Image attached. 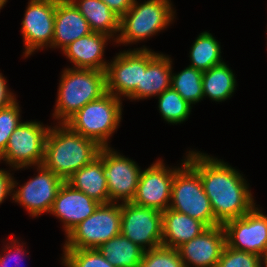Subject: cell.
<instances>
[{
  "mask_svg": "<svg viewBox=\"0 0 267 267\" xmlns=\"http://www.w3.org/2000/svg\"><path fill=\"white\" fill-rule=\"evenodd\" d=\"M120 234L144 251L161 246L162 212L132 202L121 203Z\"/></svg>",
  "mask_w": 267,
  "mask_h": 267,
  "instance_id": "obj_11",
  "label": "cell"
},
{
  "mask_svg": "<svg viewBox=\"0 0 267 267\" xmlns=\"http://www.w3.org/2000/svg\"><path fill=\"white\" fill-rule=\"evenodd\" d=\"M93 32L70 0H56L54 36L51 48L61 51L75 40Z\"/></svg>",
  "mask_w": 267,
  "mask_h": 267,
  "instance_id": "obj_19",
  "label": "cell"
},
{
  "mask_svg": "<svg viewBox=\"0 0 267 267\" xmlns=\"http://www.w3.org/2000/svg\"><path fill=\"white\" fill-rule=\"evenodd\" d=\"M139 3L134 0L132 7L120 18L116 45H133L149 39L165 30L176 17L171 0H144Z\"/></svg>",
  "mask_w": 267,
  "mask_h": 267,
  "instance_id": "obj_4",
  "label": "cell"
},
{
  "mask_svg": "<svg viewBox=\"0 0 267 267\" xmlns=\"http://www.w3.org/2000/svg\"><path fill=\"white\" fill-rule=\"evenodd\" d=\"M185 154L186 162L200 175L219 225L240 218L257 206L246 177L236 168L223 159L194 149Z\"/></svg>",
  "mask_w": 267,
  "mask_h": 267,
  "instance_id": "obj_1",
  "label": "cell"
},
{
  "mask_svg": "<svg viewBox=\"0 0 267 267\" xmlns=\"http://www.w3.org/2000/svg\"><path fill=\"white\" fill-rule=\"evenodd\" d=\"M99 204L65 181L58 190L50 214L60 219L66 236L75 226L92 215Z\"/></svg>",
  "mask_w": 267,
  "mask_h": 267,
  "instance_id": "obj_17",
  "label": "cell"
},
{
  "mask_svg": "<svg viewBox=\"0 0 267 267\" xmlns=\"http://www.w3.org/2000/svg\"><path fill=\"white\" fill-rule=\"evenodd\" d=\"M172 63L169 55L159 53L147 65L146 70H142L141 86H138L127 99L139 101L159 96L166 89H169L173 70Z\"/></svg>",
  "mask_w": 267,
  "mask_h": 267,
  "instance_id": "obj_21",
  "label": "cell"
},
{
  "mask_svg": "<svg viewBox=\"0 0 267 267\" xmlns=\"http://www.w3.org/2000/svg\"><path fill=\"white\" fill-rule=\"evenodd\" d=\"M203 72L187 66L178 73H171V87L191 106L204 99Z\"/></svg>",
  "mask_w": 267,
  "mask_h": 267,
  "instance_id": "obj_27",
  "label": "cell"
},
{
  "mask_svg": "<svg viewBox=\"0 0 267 267\" xmlns=\"http://www.w3.org/2000/svg\"><path fill=\"white\" fill-rule=\"evenodd\" d=\"M143 45L120 51L108 63L106 74L107 93L122 99L128 98L138 86H141L142 70L158 55Z\"/></svg>",
  "mask_w": 267,
  "mask_h": 267,
  "instance_id": "obj_8",
  "label": "cell"
},
{
  "mask_svg": "<svg viewBox=\"0 0 267 267\" xmlns=\"http://www.w3.org/2000/svg\"><path fill=\"white\" fill-rule=\"evenodd\" d=\"M222 226L228 247L254 253L264 259L267 254V215L258 206Z\"/></svg>",
  "mask_w": 267,
  "mask_h": 267,
  "instance_id": "obj_14",
  "label": "cell"
},
{
  "mask_svg": "<svg viewBox=\"0 0 267 267\" xmlns=\"http://www.w3.org/2000/svg\"><path fill=\"white\" fill-rule=\"evenodd\" d=\"M70 1L87 20L93 32L107 34L112 37L114 41L117 39L120 29V17L102 0Z\"/></svg>",
  "mask_w": 267,
  "mask_h": 267,
  "instance_id": "obj_23",
  "label": "cell"
},
{
  "mask_svg": "<svg viewBox=\"0 0 267 267\" xmlns=\"http://www.w3.org/2000/svg\"><path fill=\"white\" fill-rule=\"evenodd\" d=\"M37 174L24 185L12 178L11 200L24 207L31 217L50 213L59 188L65 182L42 164L36 166ZM17 186L19 188H17ZM16 189V190H15Z\"/></svg>",
  "mask_w": 267,
  "mask_h": 267,
  "instance_id": "obj_10",
  "label": "cell"
},
{
  "mask_svg": "<svg viewBox=\"0 0 267 267\" xmlns=\"http://www.w3.org/2000/svg\"><path fill=\"white\" fill-rule=\"evenodd\" d=\"M7 2H8V0H0V11L2 8H4V6L6 5Z\"/></svg>",
  "mask_w": 267,
  "mask_h": 267,
  "instance_id": "obj_37",
  "label": "cell"
},
{
  "mask_svg": "<svg viewBox=\"0 0 267 267\" xmlns=\"http://www.w3.org/2000/svg\"><path fill=\"white\" fill-rule=\"evenodd\" d=\"M219 41L209 31L201 32L194 40L190 52L188 66L202 72L208 71L213 66L223 63Z\"/></svg>",
  "mask_w": 267,
  "mask_h": 267,
  "instance_id": "obj_26",
  "label": "cell"
},
{
  "mask_svg": "<svg viewBox=\"0 0 267 267\" xmlns=\"http://www.w3.org/2000/svg\"><path fill=\"white\" fill-rule=\"evenodd\" d=\"M169 208L196 218L208 227L219 225L215 221L200 175L187 162L174 174Z\"/></svg>",
  "mask_w": 267,
  "mask_h": 267,
  "instance_id": "obj_7",
  "label": "cell"
},
{
  "mask_svg": "<svg viewBox=\"0 0 267 267\" xmlns=\"http://www.w3.org/2000/svg\"><path fill=\"white\" fill-rule=\"evenodd\" d=\"M263 267H267V254L263 259Z\"/></svg>",
  "mask_w": 267,
  "mask_h": 267,
  "instance_id": "obj_38",
  "label": "cell"
},
{
  "mask_svg": "<svg viewBox=\"0 0 267 267\" xmlns=\"http://www.w3.org/2000/svg\"><path fill=\"white\" fill-rule=\"evenodd\" d=\"M120 225L121 203L99 204L92 215L65 236L63 249H98L120 235Z\"/></svg>",
  "mask_w": 267,
  "mask_h": 267,
  "instance_id": "obj_6",
  "label": "cell"
},
{
  "mask_svg": "<svg viewBox=\"0 0 267 267\" xmlns=\"http://www.w3.org/2000/svg\"><path fill=\"white\" fill-rule=\"evenodd\" d=\"M11 171L0 168V204H2L8 196H12V178Z\"/></svg>",
  "mask_w": 267,
  "mask_h": 267,
  "instance_id": "obj_34",
  "label": "cell"
},
{
  "mask_svg": "<svg viewBox=\"0 0 267 267\" xmlns=\"http://www.w3.org/2000/svg\"><path fill=\"white\" fill-rule=\"evenodd\" d=\"M222 225L209 227L178 248L185 267H216L225 246Z\"/></svg>",
  "mask_w": 267,
  "mask_h": 267,
  "instance_id": "obj_16",
  "label": "cell"
},
{
  "mask_svg": "<svg viewBox=\"0 0 267 267\" xmlns=\"http://www.w3.org/2000/svg\"><path fill=\"white\" fill-rule=\"evenodd\" d=\"M98 156L104 164L109 202H131L142 171L140 166L112 147H102Z\"/></svg>",
  "mask_w": 267,
  "mask_h": 267,
  "instance_id": "obj_13",
  "label": "cell"
},
{
  "mask_svg": "<svg viewBox=\"0 0 267 267\" xmlns=\"http://www.w3.org/2000/svg\"><path fill=\"white\" fill-rule=\"evenodd\" d=\"M64 267H114L98 249H63Z\"/></svg>",
  "mask_w": 267,
  "mask_h": 267,
  "instance_id": "obj_29",
  "label": "cell"
},
{
  "mask_svg": "<svg viewBox=\"0 0 267 267\" xmlns=\"http://www.w3.org/2000/svg\"><path fill=\"white\" fill-rule=\"evenodd\" d=\"M101 148L65 123L51 124L45 140L42 165L66 181L97 158Z\"/></svg>",
  "mask_w": 267,
  "mask_h": 267,
  "instance_id": "obj_2",
  "label": "cell"
},
{
  "mask_svg": "<svg viewBox=\"0 0 267 267\" xmlns=\"http://www.w3.org/2000/svg\"><path fill=\"white\" fill-rule=\"evenodd\" d=\"M98 250L114 267H138L144 250L123 235L113 237Z\"/></svg>",
  "mask_w": 267,
  "mask_h": 267,
  "instance_id": "obj_25",
  "label": "cell"
},
{
  "mask_svg": "<svg viewBox=\"0 0 267 267\" xmlns=\"http://www.w3.org/2000/svg\"><path fill=\"white\" fill-rule=\"evenodd\" d=\"M138 267H185L178 249L159 246L144 251Z\"/></svg>",
  "mask_w": 267,
  "mask_h": 267,
  "instance_id": "obj_30",
  "label": "cell"
},
{
  "mask_svg": "<svg viewBox=\"0 0 267 267\" xmlns=\"http://www.w3.org/2000/svg\"><path fill=\"white\" fill-rule=\"evenodd\" d=\"M66 182L100 204L109 203L104 164L99 156L76 171Z\"/></svg>",
  "mask_w": 267,
  "mask_h": 267,
  "instance_id": "obj_22",
  "label": "cell"
},
{
  "mask_svg": "<svg viewBox=\"0 0 267 267\" xmlns=\"http://www.w3.org/2000/svg\"><path fill=\"white\" fill-rule=\"evenodd\" d=\"M216 267H263V258L254 253L233 249L225 244Z\"/></svg>",
  "mask_w": 267,
  "mask_h": 267,
  "instance_id": "obj_32",
  "label": "cell"
},
{
  "mask_svg": "<svg viewBox=\"0 0 267 267\" xmlns=\"http://www.w3.org/2000/svg\"><path fill=\"white\" fill-rule=\"evenodd\" d=\"M56 0H29L21 33L24 42L23 56L29 57L37 50L51 48L54 36Z\"/></svg>",
  "mask_w": 267,
  "mask_h": 267,
  "instance_id": "obj_15",
  "label": "cell"
},
{
  "mask_svg": "<svg viewBox=\"0 0 267 267\" xmlns=\"http://www.w3.org/2000/svg\"><path fill=\"white\" fill-rule=\"evenodd\" d=\"M120 18L132 7L134 0H102Z\"/></svg>",
  "mask_w": 267,
  "mask_h": 267,
  "instance_id": "obj_36",
  "label": "cell"
},
{
  "mask_svg": "<svg viewBox=\"0 0 267 267\" xmlns=\"http://www.w3.org/2000/svg\"><path fill=\"white\" fill-rule=\"evenodd\" d=\"M110 39L115 42L107 34L91 32L67 45L62 53L73 64L71 68L106 71L109 60L103 56Z\"/></svg>",
  "mask_w": 267,
  "mask_h": 267,
  "instance_id": "obj_18",
  "label": "cell"
},
{
  "mask_svg": "<svg viewBox=\"0 0 267 267\" xmlns=\"http://www.w3.org/2000/svg\"><path fill=\"white\" fill-rule=\"evenodd\" d=\"M52 118L66 123L87 103L107 93L105 71L64 68L61 72Z\"/></svg>",
  "mask_w": 267,
  "mask_h": 267,
  "instance_id": "obj_3",
  "label": "cell"
},
{
  "mask_svg": "<svg viewBox=\"0 0 267 267\" xmlns=\"http://www.w3.org/2000/svg\"><path fill=\"white\" fill-rule=\"evenodd\" d=\"M203 96L215 102H224L232 97L237 81L233 70L225 61L203 72Z\"/></svg>",
  "mask_w": 267,
  "mask_h": 267,
  "instance_id": "obj_24",
  "label": "cell"
},
{
  "mask_svg": "<svg viewBox=\"0 0 267 267\" xmlns=\"http://www.w3.org/2000/svg\"><path fill=\"white\" fill-rule=\"evenodd\" d=\"M25 243L19 241V239L17 240L16 237L13 238V235L10 238V242L6 243V245H4V248L2 249L3 253L1 252L0 254V264L1 267H10L9 263H11L12 258L15 259L14 261H16L18 259V257H24L25 254H27L26 252V248H25ZM25 248V249H24ZM20 258V261L21 259ZM19 264H21L20 262H18L16 264L17 267H19Z\"/></svg>",
  "mask_w": 267,
  "mask_h": 267,
  "instance_id": "obj_33",
  "label": "cell"
},
{
  "mask_svg": "<svg viewBox=\"0 0 267 267\" xmlns=\"http://www.w3.org/2000/svg\"><path fill=\"white\" fill-rule=\"evenodd\" d=\"M208 228L202 221L168 208L162 212V246L178 249Z\"/></svg>",
  "mask_w": 267,
  "mask_h": 267,
  "instance_id": "obj_20",
  "label": "cell"
},
{
  "mask_svg": "<svg viewBox=\"0 0 267 267\" xmlns=\"http://www.w3.org/2000/svg\"><path fill=\"white\" fill-rule=\"evenodd\" d=\"M47 126V127H46ZM40 121L22 122L10 136L0 162L14 170L41 165L44 158L45 140L50 126Z\"/></svg>",
  "mask_w": 267,
  "mask_h": 267,
  "instance_id": "obj_9",
  "label": "cell"
},
{
  "mask_svg": "<svg viewBox=\"0 0 267 267\" xmlns=\"http://www.w3.org/2000/svg\"><path fill=\"white\" fill-rule=\"evenodd\" d=\"M158 98V110L164 121L174 124L185 122L191 113V106L172 87L166 89Z\"/></svg>",
  "mask_w": 267,
  "mask_h": 267,
  "instance_id": "obj_28",
  "label": "cell"
},
{
  "mask_svg": "<svg viewBox=\"0 0 267 267\" xmlns=\"http://www.w3.org/2000/svg\"><path fill=\"white\" fill-rule=\"evenodd\" d=\"M17 101L16 99L0 110V155L6 149L14 130L22 123L21 107Z\"/></svg>",
  "mask_w": 267,
  "mask_h": 267,
  "instance_id": "obj_31",
  "label": "cell"
},
{
  "mask_svg": "<svg viewBox=\"0 0 267 267\" xmlns=\"http://www.w3.org/2000/svg\"><path fill=\"white\" fill-rule=\"evenodd\" d=\"M7 79L0 73V110L16 100V95L8 88Z\"/></svg>",
  "mask_w": 267,
  "mask_h": 267,
  "instance_id": "obj_35",
  "label": "cell"
},
{
  "mask_svg": "<svg viewBox=\"0 0 267 267\" xmlns=\"http://www.w3.org/2000/svg\"><path fill=\"white\" fill-rule=\"evenodd\" d=\"M180 166H166L158 158L148 168L141 171L137 190L132 203L163 212L171 202L174 174L186 163V156Z\"/></svg>",
  "mask_w": 267,
  "mask_h": 267,
  "instance_id": "obj_12",
  "label": "cell"
},
{
  "mask_svg": "<svg viewBox=\"0 0 267 267\" xmlns=\"http://www.w3.org/2000/svg\"><path fill=\"white\" fill-rule=\"evenodd\" d=\"M122 110V99L106 93L87 103L65 124L100 147H110L112 134L117 132L122 120Z\"/></svg>",
  "mask_w": 267,
  "mask_h": 267,
  "instance_id": "obj_5",
  "label": "cell"
}]
</instances>
